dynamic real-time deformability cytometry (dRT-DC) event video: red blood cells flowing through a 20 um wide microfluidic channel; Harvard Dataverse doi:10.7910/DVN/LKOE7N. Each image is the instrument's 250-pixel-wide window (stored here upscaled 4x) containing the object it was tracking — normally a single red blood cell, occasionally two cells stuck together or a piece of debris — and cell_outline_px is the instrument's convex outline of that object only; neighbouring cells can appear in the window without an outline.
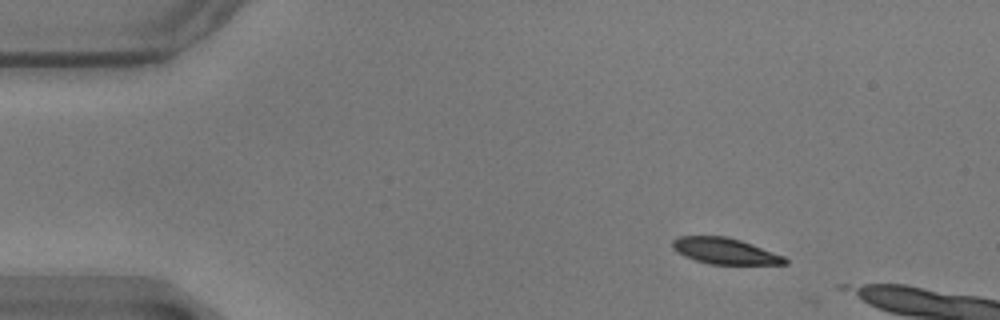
{"species": "common noctule bat (a hibernating species)", "species_latin": "Nyctalus noctula", "temperature_condition": "warm", "stored_images_in_passage": 2, "camera_frame_rate_fps": 3000, "um_per_image_px": 0.085, "animal": {"sex": "male", "body_mass_g": 17.9}, "frame": {"image": 1, "passage_image": 1, "time_ms": 0.0, "image_size_px": [1000, 320], "cell_outline_px": [[788, 264], [708, 264], [684, 256], [676, 252], [672, 248], [672, 240], [676, 236], [728, 236], [752, 244], [784, 256], [788, 260]], "centroid_in_image_um": [61.58, 21.33], "position_along_channel_um": 23.4, "area_um2": 17.17}}